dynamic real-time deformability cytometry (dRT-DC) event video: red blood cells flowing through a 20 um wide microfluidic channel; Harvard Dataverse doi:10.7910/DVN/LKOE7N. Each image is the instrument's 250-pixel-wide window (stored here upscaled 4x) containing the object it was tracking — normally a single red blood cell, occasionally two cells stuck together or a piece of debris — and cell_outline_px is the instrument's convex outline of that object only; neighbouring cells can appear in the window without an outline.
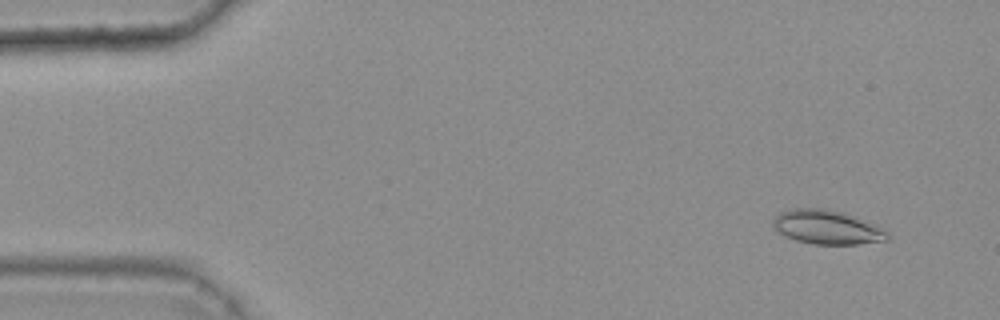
{"species": "common noctule bat (a hibernating species)", "species_latin": "Nyctalus noctula", "temperature_condition": "warm", "stored_images_in_passage": 44, "camera_frame_rate_fps": 3000, "um_per_image_px": 0.085, "animal": {"sex": "female", "body_mass_g": 25.1}, "frame": {"image": 1, "passage_image": 3, "time_ms": 0.667, "image_size_px": [1000, 320], "cell_outline_px": [[892, 236], [888, 240], [856, 244], [812, 244], [796, 240], [780, 232], [772, 224], [772, 220], [780, 212], [796, 208], [820, 208], [840, 212], [876, 224], [888, 232]], "centroid_in_image_um": [70.34, 19.32], "position_along_channel_um": 14.7, "area_um2": 22.43}}
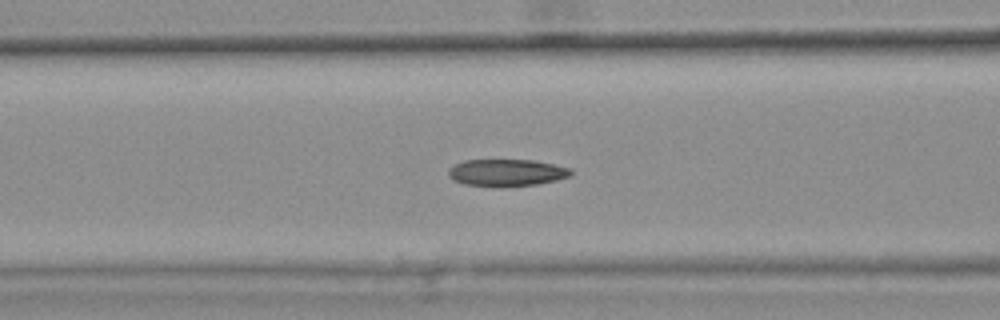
{"frame": {"image": 2, "passage_image": 20, "time_ms": 6.333, "image_size_px": [1000, 320], "cell_outline_px": [[572, 176], [556, 180], [536, 184], [500, 188], [492, 188], [464, 184], [452, 180], [448, 176], [448, 168], [464, 160], [532, 160], [572, 168]], "centroid_in_image_um": [43.04, 14.7], "position_along_channel_um": 123.6, "area_um2": 19.71}}
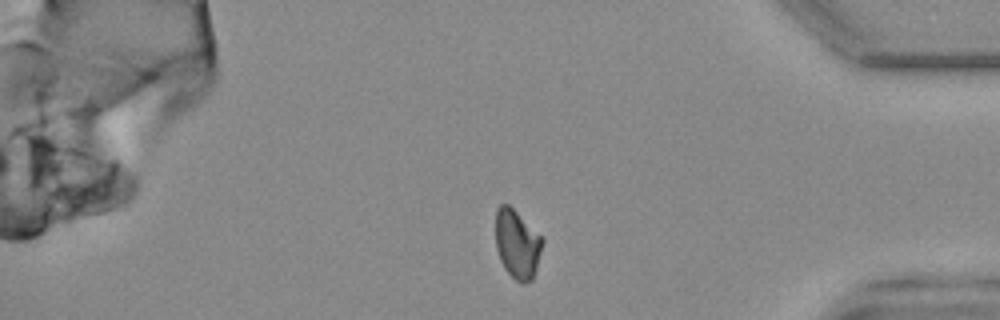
{"frame": {"image": 3, "passage_image": 43, "time_ms": 14.0, "image_size_px": [1000, 320], "cell_outline_px": [[544, 240], [536, 268], [532, 280], [524, 284], [520, 284], [504, 268], [500, 260], [496, 248], [496, 208], [500, 204], [508, 204]], "centroid_in_image_um": [43.94, 20.77], "position_along_channel_um": 391.3, "area_um2": 18.5}, "authors_computed_cell_mechanics": {"area_um2": 19.8832, "velocity_mm_per_s": 3.8088, "shape_relaxation_time_tau1_ms": null, "shape_relaxation_time_tau2_ms": 2.7471, "deformation_change_tau1": null, "deformation_change_tau2": 0.0779}}